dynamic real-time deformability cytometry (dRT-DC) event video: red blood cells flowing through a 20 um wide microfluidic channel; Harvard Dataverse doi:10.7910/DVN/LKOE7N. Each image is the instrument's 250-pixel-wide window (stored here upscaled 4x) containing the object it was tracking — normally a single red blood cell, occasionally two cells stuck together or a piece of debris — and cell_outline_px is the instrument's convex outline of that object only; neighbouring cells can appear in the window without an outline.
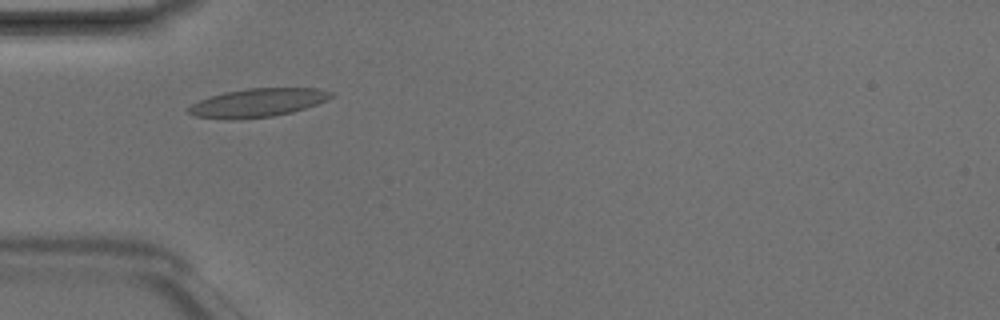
{"species": "Egyptian fruit bat (a non-hibernating species)", "species_latin": "Rousettus aegyptiacus", "temperature_condition": "room temperature", "stored_images_in_passage": 1, "camera_frame_rate_fps": 3000, "um_per_image_px": 0.085, "animal": {"sex": "male"}, "frame": {"image": 1, "passage_image": 1, "time_ms": 0.0, "image_size_px": [1000, 320], "cell_outline_px": [[332, 96], [328, 100], [292, 112], [272, 116], [232, 120], [196, 116], [188, 112], [188, 108], [192, 104], [200, 100], [224, 92], [248, 88], [320, 88], [332, 92]], "centroid_in_image_um": [21.92, 8.73], "position_along_channel_um": 63.1, "area_um2": 23.47}}